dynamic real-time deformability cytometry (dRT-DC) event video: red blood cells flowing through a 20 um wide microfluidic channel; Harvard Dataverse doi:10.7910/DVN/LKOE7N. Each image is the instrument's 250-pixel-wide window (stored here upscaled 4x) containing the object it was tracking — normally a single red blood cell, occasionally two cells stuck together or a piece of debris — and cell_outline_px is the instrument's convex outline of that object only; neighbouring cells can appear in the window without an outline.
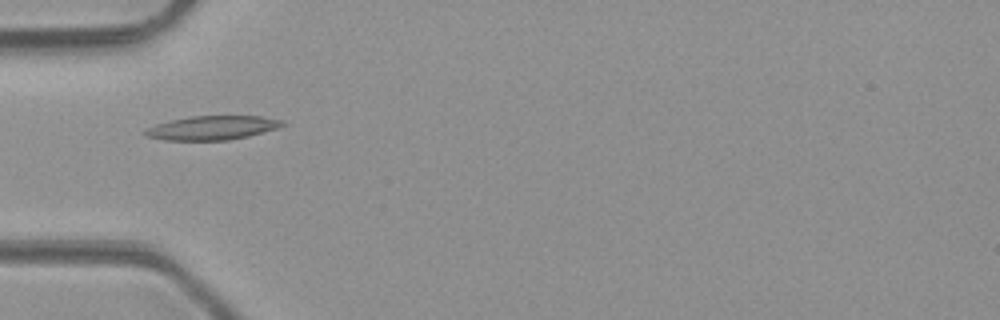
{"species": "common noctule bat (a hibernating species)", "species_latin": "Nyctalus noctula", "temperature_condition": "room temperature", "stored_images_in_passage": 5, "camera_frame_rate_fps": 3000, "um_per_image_px": 0.085, "animal": {"sex": "male", "body_mass_g": 23.1, "forearm_length_mm": 52.7}, "frame": {"image": 1, "passage_image": 3, "time_ms": 2.333, "image_size_px": [1000, 320], "cell_outline_px": [[284, 124], [276, 128], [248, 136], [228, 140], [164, 140], [144, 136], [140, 132], [156, 124], [172, 120], [192, 116], [260, 116], [280, 120]], "centroid_in_image_um": [17.95, 10.87], "position_along_channel_um": 67.0, "area_um2": 18.96}}
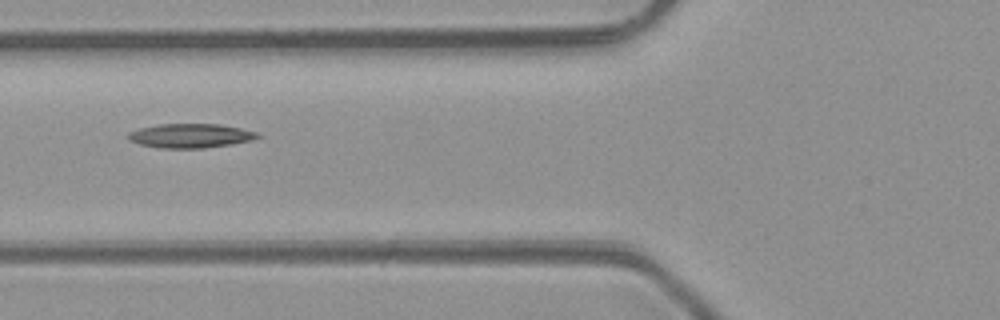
{"frame": {"image": 2, "passage_image": 4, "time_ms": 3.333, "image_size_px": [1000, 320], "cell_outline_px": [[264, 136], [252, 140], [232, 144], [204, 148], [160, 148], [140, 144], [128, 140], [124, 136], [128, 132], [140, 128], [160, 124], [220, 124], [240, 128], [256, 132]], "centroid_in_image_um": [16.18, 11.54], "position_along_channel_um": 109.6, "area_um2": 18.38}}
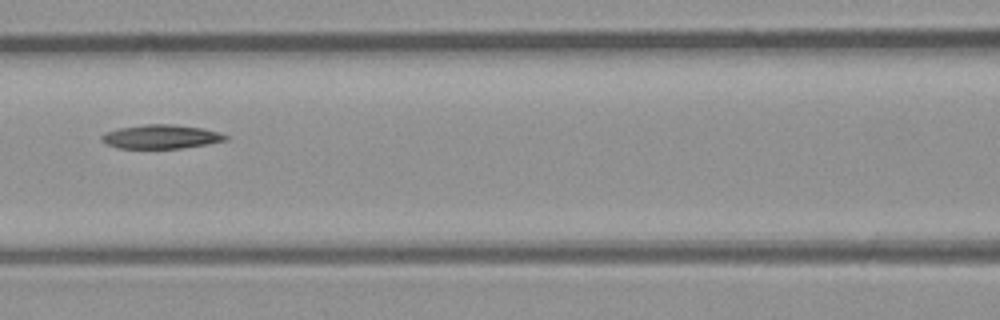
{"frame": {"image": 3, "passage_image": 5, "time_ms": 4.333, "image_size_px": [1000, 320], "cell_outline_px": [[228, 140], [208, 144], [180, 148], [120, 148], [108, 144], [100, 140], [100, 136], [104, 132], [116, 128], [144, 124], [176, 124], [200, 128], [220, 132], [228, 136]], "centroid_in_image_um": [13.67, 11.61], "position_along_channel_um": 152.9, "area_um2": 17.4}}